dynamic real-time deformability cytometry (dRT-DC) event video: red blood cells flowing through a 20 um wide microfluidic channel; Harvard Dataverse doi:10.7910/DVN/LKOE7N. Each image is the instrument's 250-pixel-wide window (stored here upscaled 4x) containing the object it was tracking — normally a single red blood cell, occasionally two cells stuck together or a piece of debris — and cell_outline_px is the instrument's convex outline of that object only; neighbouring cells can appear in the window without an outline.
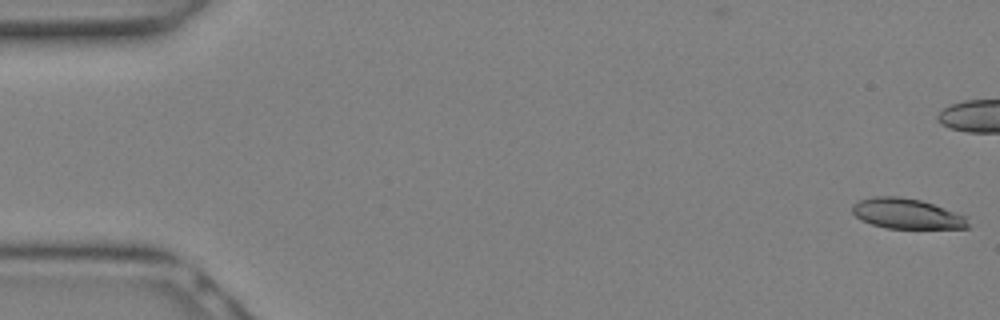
{"species": "Egyptian fruit bat (a non-hibernating species)", "species_latin": "Rousettus aegyptiacus", "temperature_condition": "warm", "stored_images_in_passage": 10, "camera_frame_rate_fps": 3000, "um_per_image_px": 0.085, "animal": {"sex": "female"}, "frame": {"image": 1, "passage_image": 1, "time_ms": 0.0, "image_size_px": [1000, 320], "cell_outline_px": [[968, 228], [888, 228], [872, 224], [860, 220], [852, 212], [852, 204], [860, 200], [872, 196], [900, 196], [920, 200], [944, 208], [964, 216], [968, 224]], "centroid_in_image_um": [77.01, 18.15], "position_along_channel_um": 8.0, "area_um2": 20.17}}
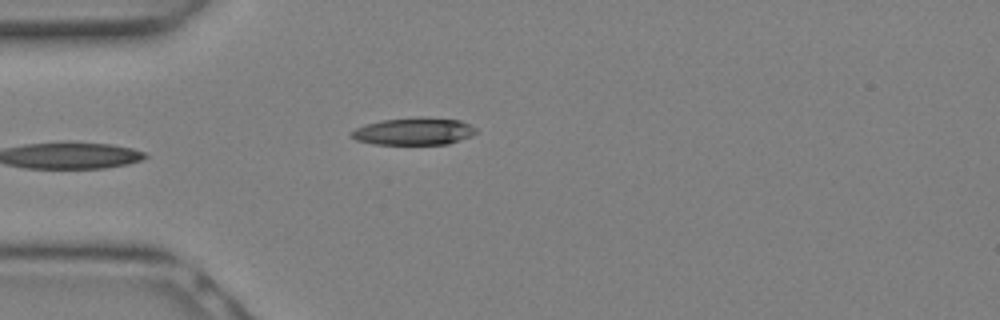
{"frame": {"image": 2, "passage_image": 10, "time_ms": 3.0, "image_size_px": [1000, 320], "cell_outline_px": [[476, 132], [472, 136], [448, 144], [376, 144], [356, 140], [348, 136], [356, 128], [380, 120], [420, 116], [460, 120], [476, 128]], "centroid_in_image_um": [35.18, 11.15], "position_along_channel_um": 49.8, "area_um2": 19.88}}